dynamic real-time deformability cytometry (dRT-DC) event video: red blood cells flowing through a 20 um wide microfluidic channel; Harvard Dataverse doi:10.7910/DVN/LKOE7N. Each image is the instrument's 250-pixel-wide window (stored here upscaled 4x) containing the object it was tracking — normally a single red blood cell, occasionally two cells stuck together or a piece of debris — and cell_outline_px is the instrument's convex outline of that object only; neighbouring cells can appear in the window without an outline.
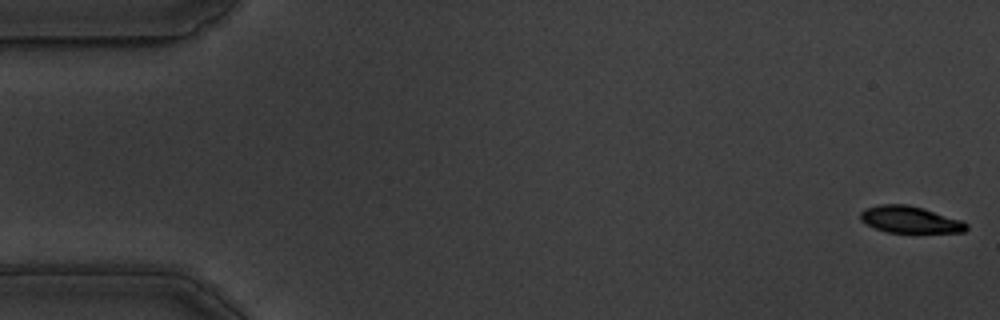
{"species": "common noctule bat (a hibernating species)", "species_latin": "Nyctalus noctula", "temperature_condition": "warm", "stored_images_in_passage": 57, "camera_frame_rate_fps": 3000, "um_per_image_px": 0.085, "animal": {"sex": "male", "body_mass_g": 19.5, "forearm_length_mm": 54.6}, "frame": {"image": 1, "passage_image": 1, "time_ms": 0.0, "image_size_px": [1000, 320], "cell_outline_px": [[968, 228], [964, 232], [888, 232], [876, 228], [860, 220], [860, 212], [864, 208], [880, 204], [908, 204], [924, 208], [960, 220], [968, 224]], "centroid_in_image_um": [77.33, 18.65], "position_along_channel_um": 7.7, "area_um2": 16.42}}
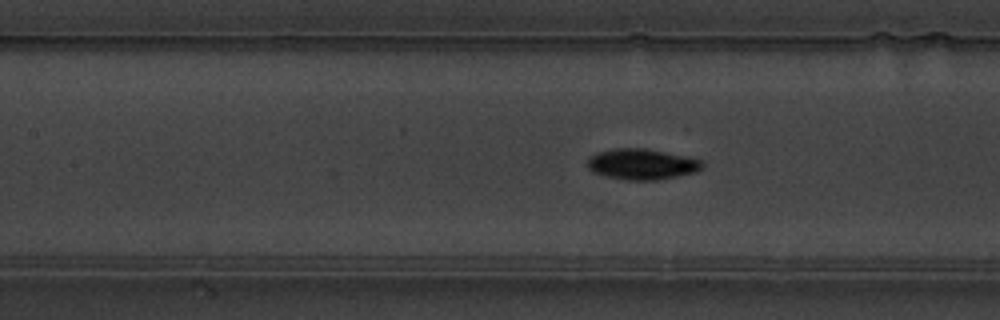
{"frame": {"image": 2, "passage_image": 25, "time_ms": 8.0, "image_size_px": [1000, 320], "cell_outline_px": [[704, 164], [696, 172], [656, 180], [628, 180], [608, 176], [592, 172], [584, 164], [588, 156], [596, 152], [616, 148], [644, 148], [688, 156], [704, 160]], "centroid_in_image_um": [54.52, 13.94], "position_along_channel_um": 152.9, "area_um2": 20.81}}
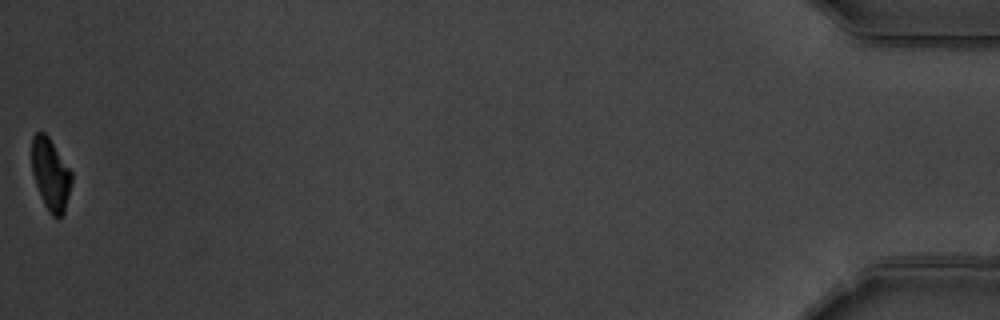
{"frame": {"image": 3, "passage_image": 57, "time_ms": 18.667, "image_size_px": [1000, 320], "cell_outline_px": [[72, 180], [64, 212], [56, 220], [48, 212], [44, 204], [36, 184], [32, 172], [32, 136], [36, 132], [44, 132], [48, 136], [72, 172]], "centroid_in_image_um": [4.3, 14.83], "position_along_channel_um": 430.9, "area_um2": 16.59}, "authors_computed_cell_mechanics": {"area_um2": 18.7272, "velocity_mm_per_s": 3.5379, "shape_relaxation_time_tau1_ms": 2.4556, "shape_relaxation_time_tau2_ms": 6.0334, "deformation_change_tau1": 0.1353, "deformation_change_tau2": 0.0823}}